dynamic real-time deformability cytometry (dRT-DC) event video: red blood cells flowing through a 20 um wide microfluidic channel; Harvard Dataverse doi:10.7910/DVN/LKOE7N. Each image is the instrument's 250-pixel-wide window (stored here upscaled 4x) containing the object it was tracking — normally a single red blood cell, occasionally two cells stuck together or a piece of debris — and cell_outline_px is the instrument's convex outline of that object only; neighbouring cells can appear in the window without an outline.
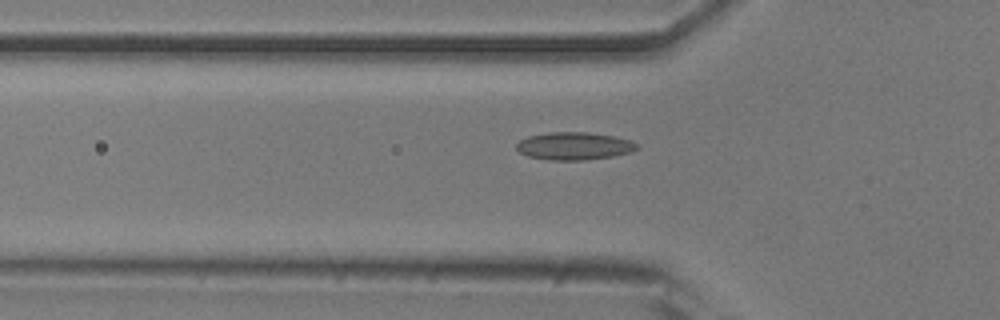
{"species": "common noctule bat (a hibernating species)", "species_latin": "Nyctalus noctula", "temperature_condition": "room temperature", "stored_images_in_passage": 34, "camera_frame_rate_fps": 3000, "um_per_image_px": 0.085, "animal": {"sex": "male", "body_mass_g": 20.5, "forearm_length_mm": 52.5}, "frame": {"image": 1, "passage_image": 4, "time_ms": 1.0, "image_size_px": [1000, 320], "cell_outline_px": [[640, 148], [632, 152], [612, 156], [584, 160], [548, 160], [528, 156], [520, 152], [516, 148], [516, 144], [520, 140], [528, 136], [548, 132], [588, 132], [616, 136], [632, 140], [640, 144]], "centroid_in_image_um": [48.86, 12.4], "position_along_channel_um": 76.9, "area_um2": 19.71}}
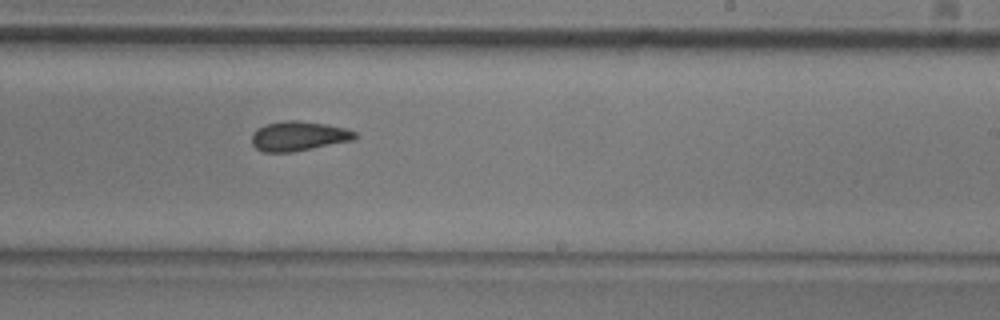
{"frame": {"image": 2, "passage_image": 19, "time_ms": 6.0, "image_size_px": [1000, 320], "cell_outline_px": [[356, 136], [352, 140], [292, 152], [264, 152], [256, 148], [252, 144], [252, 132], [256, 128], [264, 124], [288, 120], [296, 120], [324, 124], [344, 128], [356, 132]], "centroid_in_image_um": [25.31, 11.56], "position_along_channel_um": 263.7, "area_um2": 17.63}}
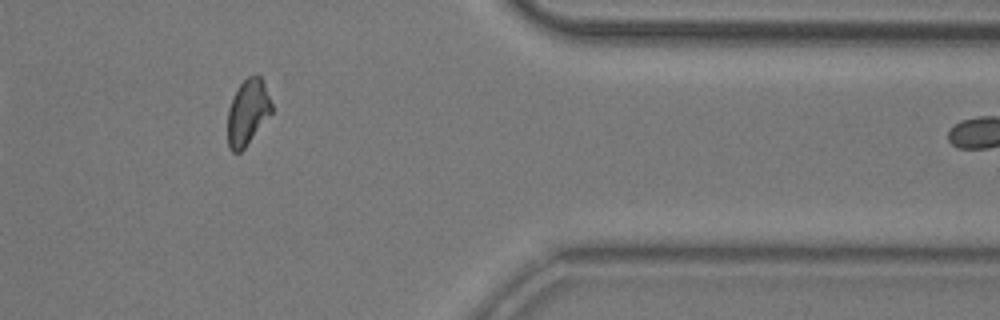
{"frame": {"image": 3, "passage_image": 31, "time_ms": 10.0, "image_size_px": [1000, 320], "cell_outline_px": [[272, 112], [244, 148], [240, 152], [232, 152], [228, 148], [228, 108], [240, 84], [248, 76], [256, 72], [260, 76], [264, 84], [272, 104]], "centroid_in_image_um": [21.05, 9.52], "position_along_channel_um": 390.4, "area_um2": 16.65}, "authors_computed_cell_mechanics": {"area_um2": 17.629, "velocity_mm_per_s": 3.7163, "shape_relaxation_time_tau1_ms": 9.5669, "shape_relaxation_time_tau2_ms": 2.1862, "deformation_change_tau1": 0.1753, "deformation_change_tau2": 0.0781}}